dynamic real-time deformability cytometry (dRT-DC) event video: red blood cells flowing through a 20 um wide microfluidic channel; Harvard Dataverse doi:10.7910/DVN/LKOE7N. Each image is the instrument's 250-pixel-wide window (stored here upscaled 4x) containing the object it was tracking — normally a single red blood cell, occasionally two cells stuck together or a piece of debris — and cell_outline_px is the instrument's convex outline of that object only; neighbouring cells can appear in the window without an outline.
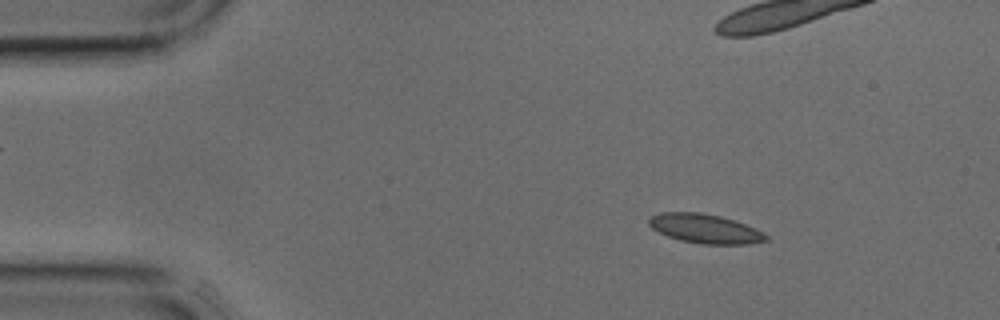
{"species": "common noctule bat (a hibernating species)", "species_latin": "Nyctalus noctula", "temperature_condition": "cold", "stored_images_in_passage": 5, "camera_frame_rate_fps": 3000, "um_per_image_px": 0.085, "animal": {"sex": "male", "body_mass_g": 17.9, "forearm_length_mm": 54.2}, "frame": {"image": 1, "passage_image": 1, "time_ms": 0.0, "image_size_px": [1000, 320], "cell_outline_px": [[768, 240], [748, 244], [700, 244], [680, 240], [668, 236], [652, 228], [648, 224], [648, 220], [652, 216], [660, 212], [700, 212], [720, 216], [756, 228], [764, 232], [768, 236]], "centroid_in_image_um": [59.94, 19.44], "position_along_channel_um": 25.1, "area_um2": 19.88}}